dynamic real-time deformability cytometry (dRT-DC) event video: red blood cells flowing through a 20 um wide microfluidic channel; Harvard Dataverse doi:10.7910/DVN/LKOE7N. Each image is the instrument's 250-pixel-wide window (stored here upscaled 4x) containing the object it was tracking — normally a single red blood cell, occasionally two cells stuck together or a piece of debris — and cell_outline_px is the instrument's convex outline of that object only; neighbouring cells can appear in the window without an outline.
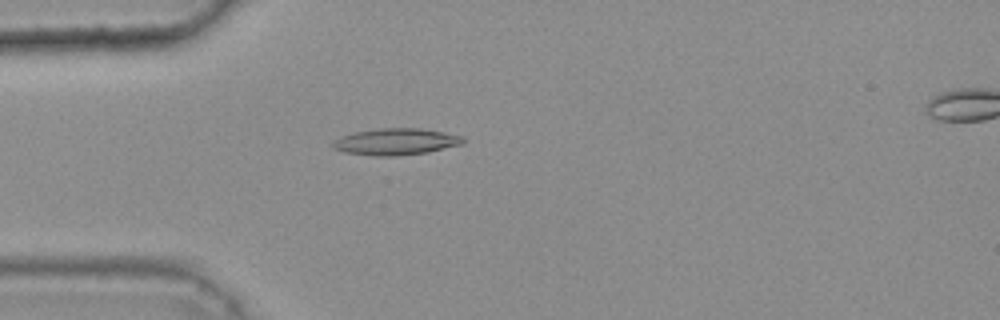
{"species": "common noctule bat (a hibernating species)", "species_latin": "Nyctalus noctula", "temperature_condition": "warm", "stored_images_in_passage": 33, "camera_frame_rate_fps": 3000, "um_per_image_px": 0.085, "animal": {"sex": "female", "body_mass_g": 25.1}, "frame": {"image": 1, "passage_image": 1, "time_ms": 0.0, "image_size_px": [1000, 320], "cell_outline_px": [[464, 144], [428, 152], [396, 156], [376, 156], [344, 152], [332, 148], [332, 140], [340, 136], [356, 132], [380, 128], [420, 128], [444, 132], [464, 136]], "centroid_in_image_um": [33.65, 12.04], "position_along_channel_um": 51.3, "area_um2": 20.35}}
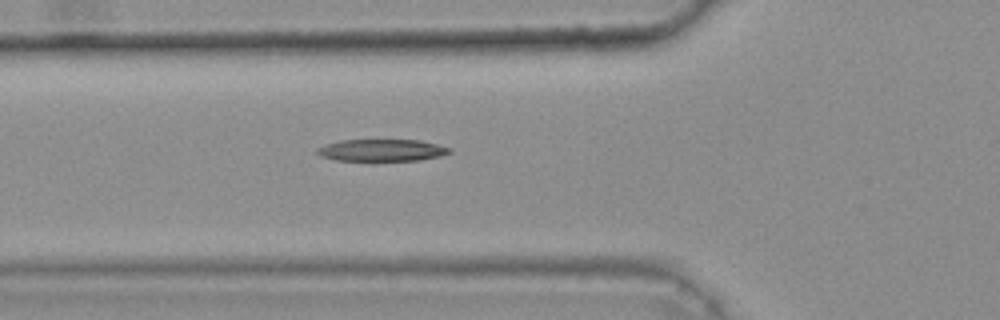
{"frame": {"image": 2, "passage_image": 5, "time_ms": 1.333, "image_size_px": [1000, 320], "cell_outline_px": [[452, 152], [440, 156], [420, 160], [372, 164], [336, 160], [320, 156], [316, 152], [316, 148], [340, 140], [420, 140], [452, 148]], "centroid_in_image_um": [32.44, 12.83], "position_along_channel_um": 93.4, "area_um2": 18.03}}
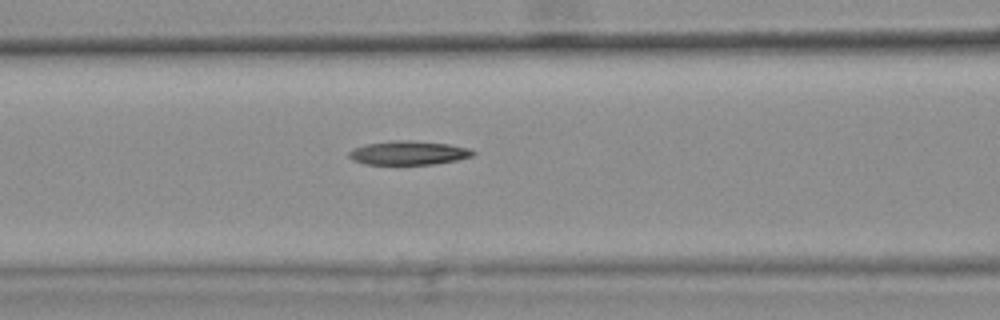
{"frame": {"image": 3, "passage_image": 8, "time_ms": 2.333, "image_size_px": [1000, 320], "cell_outline_px": [[476, 152], [472, 156], [456, 160], [432, 164], [364, 164], [352, 160], [348, 156], [348, 152], [352, 148], [364, 144], [388, 140], [412, 140], [448, 144], [468, 148]], "centroid_in_image_um": [34.66, 12.98], "position_along_channel_um": 131.9, "area_um2": 17.4}}